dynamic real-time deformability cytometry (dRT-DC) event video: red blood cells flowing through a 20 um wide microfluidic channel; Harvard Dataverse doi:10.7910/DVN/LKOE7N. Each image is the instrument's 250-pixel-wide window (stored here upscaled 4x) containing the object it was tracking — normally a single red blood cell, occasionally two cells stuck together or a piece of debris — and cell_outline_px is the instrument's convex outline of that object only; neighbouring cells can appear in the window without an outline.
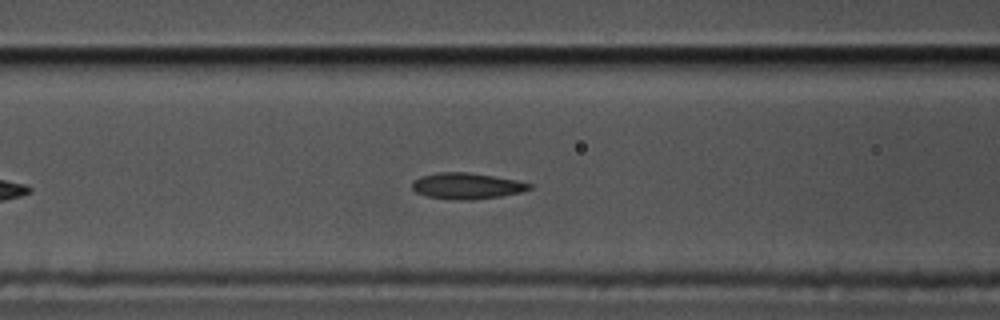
{"species": "common noctule bat (a hibernating species)", "species_latin": "Nyctalus noctula", "temperature_condition": "cold", "stored_images_in_passage": 40, "camera_frame_rate_fps": 3000, "um_per_image_px": 0.085, "animal": {"sex": "male", "body_mass_g": 17.5, "forearm_length_mm": 52.3}, "frame": {"image": 1, "passage_image": 13, "time_ms": 4.0, "image_size_px": [1000, 320], "cell_outline_px": [[532, 188], [520, 192], [500, 196], [468, 200], [464, 200], [428, 196], [416, 192], [412, 188], [412, 180], [420, 176], [440, 172], [468, 172], [516, 180], [532, 184]], "centroid_in_image_um": [39.65, 15.79], "position_along_channel_um": 126.9, "area_um2": 17.57}}
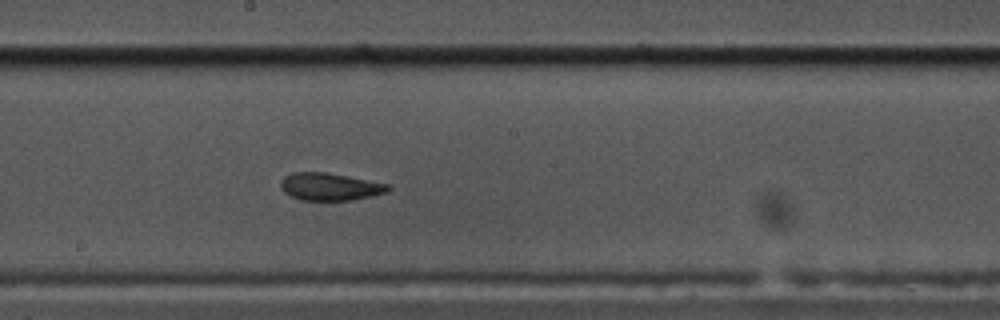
{"frame": {"image": 2, "passage_image": 21, "time_ms": 6.667, "image_size_px": [1000, 320], "cell_outline_px": [[392, 188], [388, 192], [372, 196], [352, 200], [300, 200], [284, 192], [280, 188], [280, 180], [284, 176], [292, 172], [328, 172], [392, 184]], "centroid_in_image_um": [28.08, 15.86], "position_along_channel_um": 220.1, "area_um2": 17.57}}
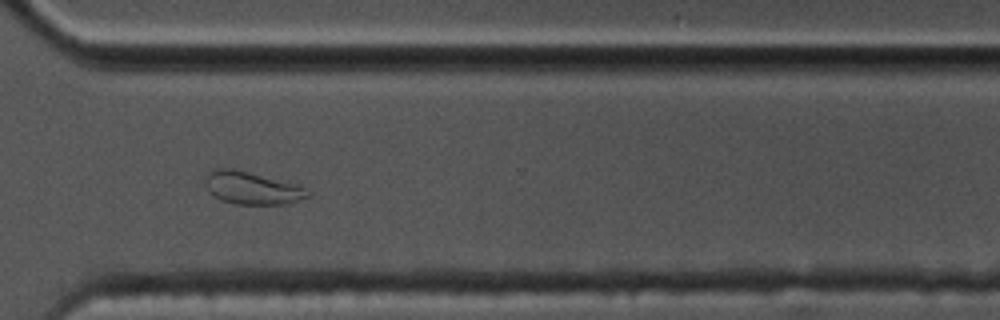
{"frame": {"image": 3, "passage_image": 32, "time_ms": 10.333, "image_size_px": [1000, 320], "cell_outline_px": [[312, 196], [288, 204], [236, 204], [220, 200], [212, 196], [208, 192], [204, 184], [204, 180], [208, 172], [212, 168], [236, 168], [300, 184], [312, 192]], "centroid_in_image_um": [21.44, 15.96], "position_along_channel_um": 349.2, "area_um2": 20.35}, "authors_computed_cell_mechanics": {"area_um2": 17.6579, "velocity_mm_per_s": 3.5095, "shape_relaxation_time_tau1_ms": null, "shape_relaxation_time_tau2_ms": 1.3217, "deformation_change_tau1": null, "deformation_change_tau2": 0.0563}}